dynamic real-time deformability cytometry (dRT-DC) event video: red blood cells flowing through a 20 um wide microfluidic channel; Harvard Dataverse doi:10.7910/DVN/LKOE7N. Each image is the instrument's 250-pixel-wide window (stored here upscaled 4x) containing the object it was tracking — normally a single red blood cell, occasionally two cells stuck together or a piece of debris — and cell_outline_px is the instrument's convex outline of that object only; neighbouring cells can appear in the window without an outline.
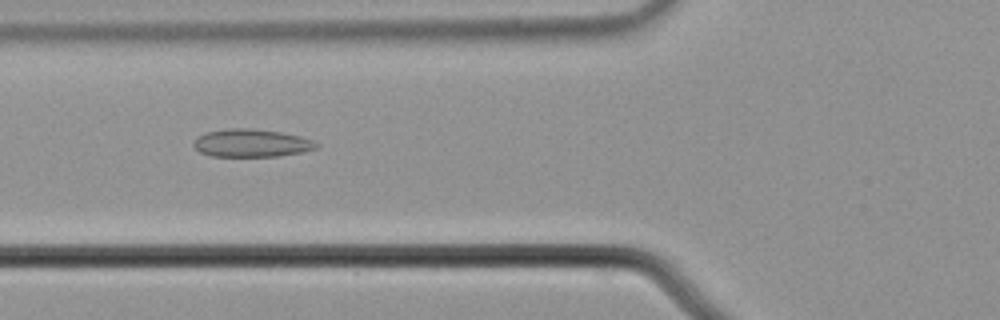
{"species": "common noctule bat (a hibernating species)", "species_latin": "Nyctalus noctula", "temperature_condition": "cold", "stored_images_in_passage": 55, "camera_frame_rate_fps": 3000, "um_per_image_px": 0.085, "animal": {"sex": "male", "body_mass_g": 21.5, "forearm_length_mm": 52.0}, "frame": {"image": 1, "passage_image": 21, "time_ms": 6.667, "image_size_px": [1000, 320], "cell_outline_px": [[320, 144], [316, 148], [304, 152], [276, 156], [212, 156], [200, 152], [192, 144], [196, 136], [208, 132], [228, 128], [252, 128], [280, 132], [300, 136], [312, 140]], "centroid_in_image_um": [21.37, 12.15], "position_along_channel_um": 104.4, "area_um2": 19.94}}
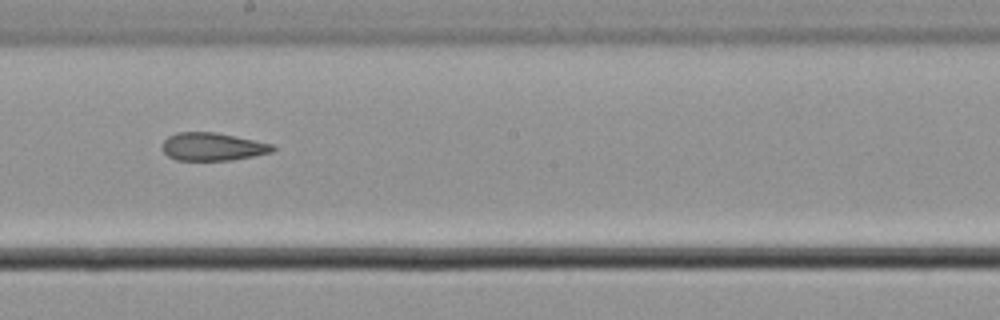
{"frame": {"image": 2, "passage_image": 31, "time_ms": 10.0, "image_size_px": [1000, 320], "cell_outline_px": [[276, 148], [272, 152], [232, 160], [176, 160], [168, 156], [160, 148], [160, 144], [168, 136], [176, 132], [216, 132], [272, 144]], "centroid_in_image_um": [18.01, 12.46], "position_along_channel_um": 230.2, "area_um2": 18.03}}
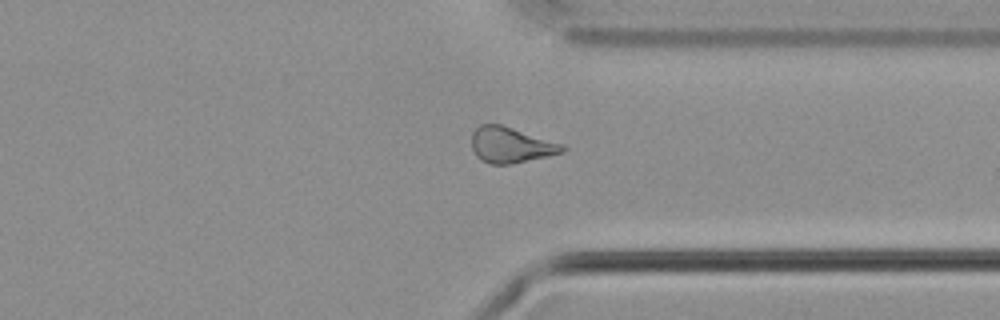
{"frame": {"image": 3, "passage_image": 42, "time_ms": 13.667, "image_size_px": [1000, 320], "cell_outline_px": [[568, 148], [564, 152], [548, 156], [508, 164], [492, 164], [480, 160], [476, 156], [472, 148], [472, 132], [480, 124], [500, 124], [564, 144]], "centroid_in_image_um": [43.42, 12.32], "position_along_channel_um": 368.0, "area_um2": 18.84}, "authors_computed_cell_mechanics": {"area_um2": 19.941, "velocity_mm_per_s": 3.7654, "shape_relaxation_time_tau1_ms": null, "shape_relaxation_time_tau2_ms": 3.429, "deformation_change_tau1": null, "deformation_change_tau2": 0.0993}}